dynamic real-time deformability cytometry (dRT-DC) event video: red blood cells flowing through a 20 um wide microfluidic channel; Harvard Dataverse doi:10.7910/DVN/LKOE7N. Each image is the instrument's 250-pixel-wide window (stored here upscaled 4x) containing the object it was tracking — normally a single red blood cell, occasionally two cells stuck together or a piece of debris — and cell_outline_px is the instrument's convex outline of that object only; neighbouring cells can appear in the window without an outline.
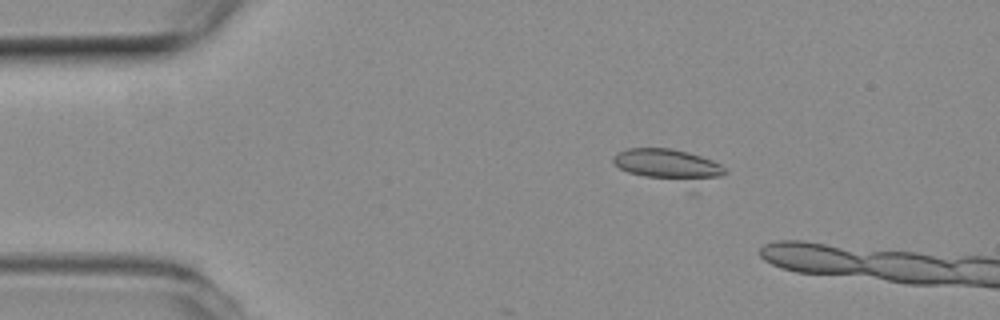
{"species": "common noctule bat (a hibernating species)", "species_latin": "Nyctalus noctula", "temperature_condition": "room temperature", "stored_images_in_passage": 12, "camera_frame_rate_fps": 3000, "um_per_image_px": 0.085, "animal": {"sex": "female", "body_mass_g": 19.3, "forearm_length_mm": 54.1}, "frame": {"image": 1, "passage_image": 9, "time_ms": 2.667, "image_size_px": [1000, 320], "cell_outline_px": [[728, 172], [696, 196], [692, 196], [628, 172], [620, 168], [612, 160], [612, 156], [616, 152], [628, 148], [668, 148], [688, 152], [712, 160], [720, 164]], "centroid_in_image_um": [57.03, 14.3], "position_along_channel_um": 28.0, "area_um2": 24.57}}